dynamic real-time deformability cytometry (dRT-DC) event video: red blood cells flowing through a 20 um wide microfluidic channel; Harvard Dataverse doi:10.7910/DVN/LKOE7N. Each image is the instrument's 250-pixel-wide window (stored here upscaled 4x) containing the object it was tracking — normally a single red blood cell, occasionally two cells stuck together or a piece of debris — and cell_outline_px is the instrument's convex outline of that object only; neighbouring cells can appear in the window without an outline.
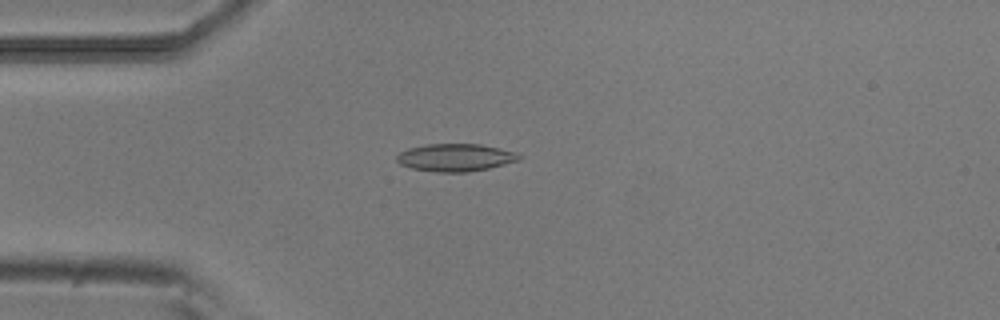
{"species": "common noctule bat (a hibernating species)", "species_latin": "Nyctalus noctula", "temperature_condition": "room temperature", "stored_images_in_passage": 42, "camera_frame_rate_fps": 3000, "um_per_image_px": 0.085, "animal": {"sex": "male", "body_mass_g": 20.5, "forearm_length_mm": 52.5}, "frame": {"image": 1, "passage_image": 3, "time_ms": 0.667, "image_size_px": [1000, 320], "cell_outline_px": [[524, 156], [520, 160], [488, 168], [468, 172], [436, 172], [412, 168], [400, 164], [396, 160], [396, 156], [400, 152], [408, 148], [428, 144], [480, 144], [516, 152]], "centroid_in_image_um": [38.72, 13.39], "position_along_channel_um": 46.3, "area_um2": 19.65}}
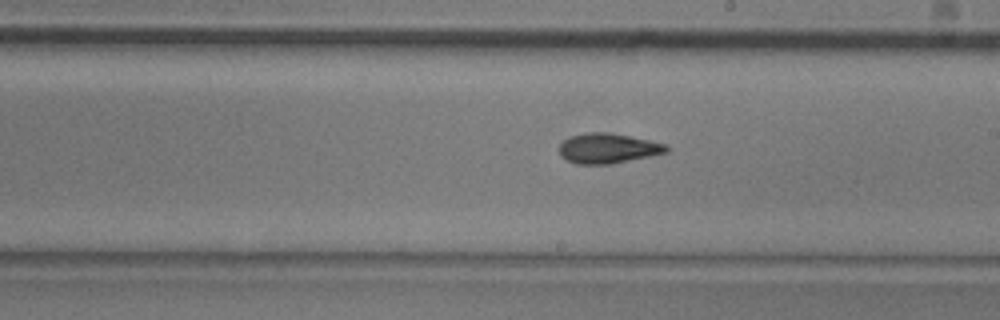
{"frame": {"image": 2, "passage_image": 19, "time_ms": 6.0, "image_size_px": [1000, 320], "cell_outline_px": [[668, 152], [612, 164], [576, 164], [560, 156], [560, 144], [564, 140], [572, 136], [588, 132], [608, 132], [668, 144]], "centroid_in_image_um": [51.68, 12.61], "position_along_channel_um": 237.3, "area_um2": 18.61}}
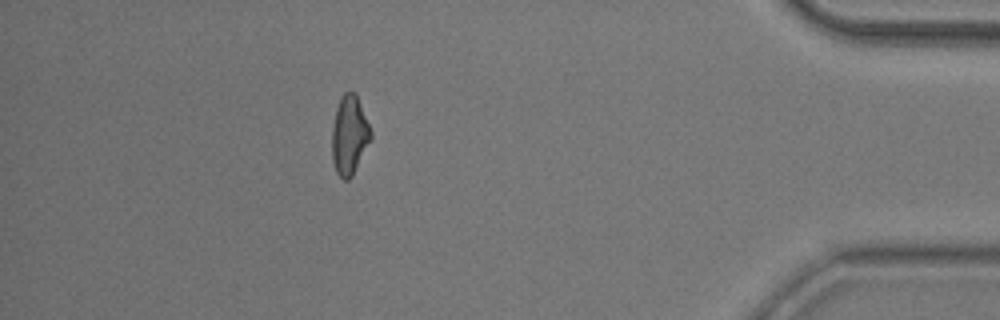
{"frame": {"image": 3, "passage_image": 36, "time_ms": 11.667, "image_size_px": [1000, 320], "cell_outline_px": [[372, 140], [352, 176], [348, 180], [344, 180], [336, 172], [332, 160], [332, 128], [336, 108], [344, 92], [356, 92], [372, 132]], "centroid_in_image_um": [29.71, 11.5], "position_along_channel_um": 405.5, "area_um2": 18.03}, "authors_computed_cell_mechanics": {"area_um2": 18.1492, "velocity_mm_per_s": 3.8263, "shape_relaxation_time_tau1_ms": 5.655, "shape_relaxation_time_tau2_ms": 2.6378, "deformation_change_tau1": 0.1519, "deformation_change_tau2": 0.0892}}